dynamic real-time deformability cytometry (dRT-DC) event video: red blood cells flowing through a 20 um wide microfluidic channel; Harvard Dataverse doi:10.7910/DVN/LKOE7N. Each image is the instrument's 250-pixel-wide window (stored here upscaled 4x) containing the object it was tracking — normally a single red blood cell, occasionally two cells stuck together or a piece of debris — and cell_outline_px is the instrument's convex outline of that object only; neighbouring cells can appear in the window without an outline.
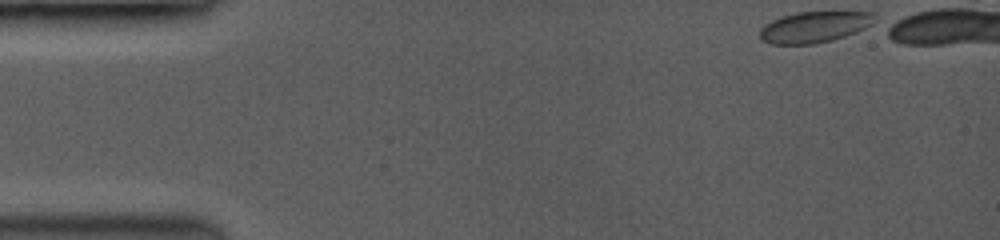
{"species": "common noctule bat (a hibernating species)", "species_latin": "Nyctalus noctula", "temperature_condition": "room temperature", "stored_images_in_passage": 20, "camera_frame_rate_fps": 3500, "um_per_image_px": 0.085, "animal": {"sex": "female", "body_mass_g": 19.0, "forearm_length_mm": 53.3}, "frame": {"image": 1, "passage_image": 1, "time_ms": 0.0, "image_size_px": [1000, 240], "cell_outline_px": [[868, 24], [864, 28], [844, 36], [812, 44], [772, 44], [764, 40], [760, 36], [760, 28], [784, 16], [800, 12], [868, 12]], "centroid_in_image_um": [69.11, 2.31], "position_along_channel_um": 15.9, "area_um2": 19.54}}